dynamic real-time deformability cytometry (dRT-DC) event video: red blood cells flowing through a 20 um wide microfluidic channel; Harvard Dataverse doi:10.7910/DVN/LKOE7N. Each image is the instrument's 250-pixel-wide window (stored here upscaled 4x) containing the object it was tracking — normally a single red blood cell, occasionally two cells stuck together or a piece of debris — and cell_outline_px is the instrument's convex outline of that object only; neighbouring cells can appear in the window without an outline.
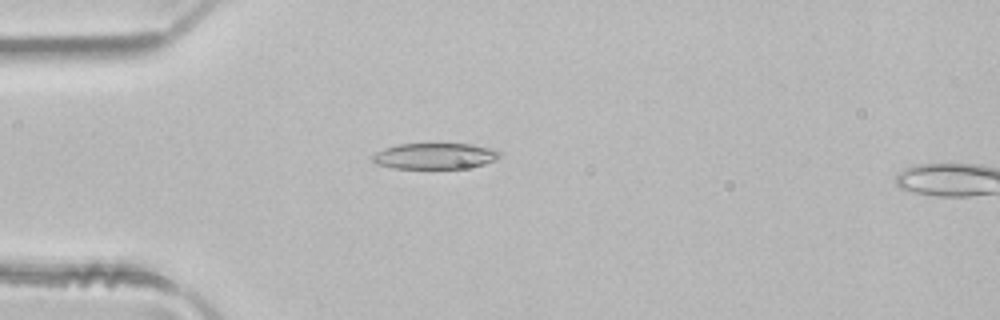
{"species": "common noctule bat (a hibernating species)", "species_latin": "Nyctalus noctula", "temperature_condition": "room temperature", "stored_images_in_passage": 2, "camera_frame_rate_fps": 3000, "um_per_image_px": 0.085, "animal": {"sex": "male", "body_mass_g": 21.5, "forearm_length_mm": 52.0}, "frame": {"image": 1, "passage_image": 1, "time_ms": 0.0, "image_size_px": [1000, 320], "cell_outline_px": [[500, 156], [496, 160], [484, 164], [468, 168], [392, 168], [376, 164], [372, 160], [372, 156], [376, 152], [384, 148], [400, 144], [472, 144], [496, 148], [500, 152]], "centroid_in_image_um": [37.0, 13.26], "position_along_channel_um": 48.0, "area_um2": 19.36}}